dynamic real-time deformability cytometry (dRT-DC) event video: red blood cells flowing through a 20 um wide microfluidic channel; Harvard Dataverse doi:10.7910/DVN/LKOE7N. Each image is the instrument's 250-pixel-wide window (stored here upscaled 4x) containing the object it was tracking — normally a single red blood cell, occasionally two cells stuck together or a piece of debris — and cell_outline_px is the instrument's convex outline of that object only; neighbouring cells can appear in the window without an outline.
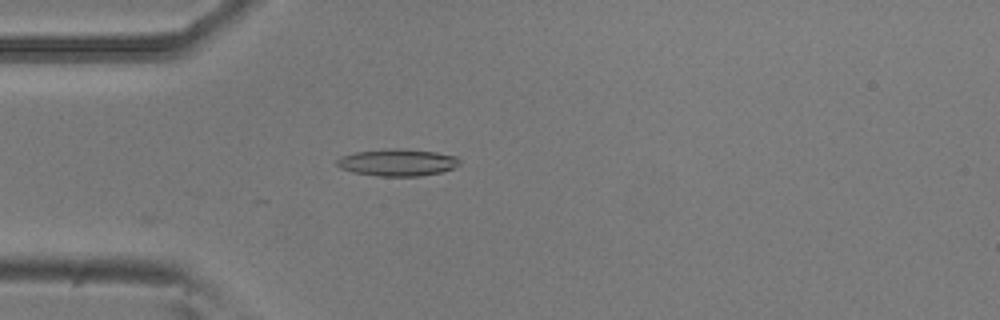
{"species": "common noctule bat (a hibernating species)", "species_latin": "Nyctalus noctula", "temperature_condition": "room temperature", "stored_images_in_passage": 11, "camera_frame_rate_fps": 3000, "um_per_image_px": 0.085, "animal": {"sex": "male", "body_mass_g": 20.5, "forearm_length_mm": 52.5}, "frame": {"image": 1, "passage_image": 2, "time_ms": 0.333, "image_size_px": [1000, 320], "cell_outline_px": [[460, 164], [452, 168], [440, 172], [420, 176], [376, 176], [352, 172], [340, 168], [336, 164], [336, 160], [340, 156], [356, 152], [392, 148], [400, 148], [436, 152], [456, 156], [460, 160]], "centroid_in_image_um": [33.76, 13.81], "position_along_channel_um": 51.2, "area_um2": 19.36}}
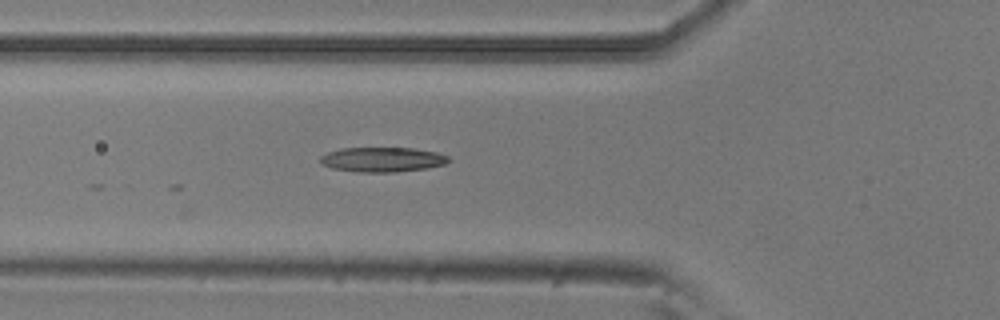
{"frame": {"image": 2, "passage_image": 6, "time_ms": 1.667, "image_size_px": [1000, 320], "cell_outline_px": [[452, 160], [444, 164], [428, 168], [396, 172], [356, 172], [332, 168], [320, 164], [320, 156], [328, 152], [340, 148], [412, 148], [436, 152], [448, 156]], "centroid_in_image_um": [32.49, 13.56], "position_along_channel_um": 93.3, "area_um2": 18.61}}
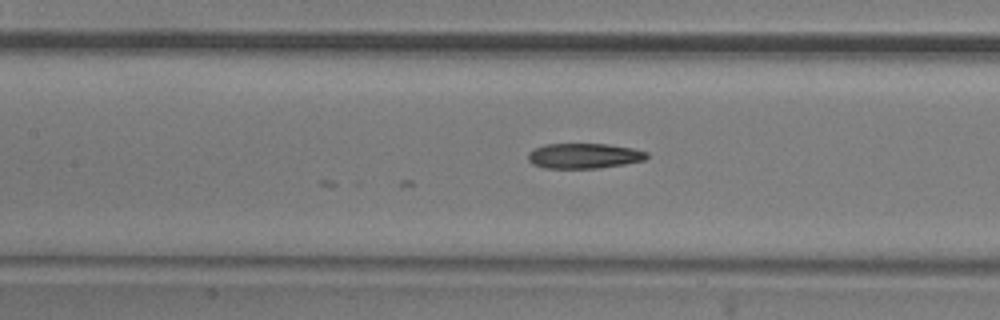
{"frame": {"image": 3, "passage_image": 11, "time_ms": 3.333, "image_size_px": [1000, 320], "cell_outline_px": [[648, 156], [644, 160], [624, 164], [596, 168], [544, 168], [532, 164], [528, 160], [528, 152], [544, 144], [608, 144], [632, 148], [648, 152]], "centroid_in_image_um": [49.62, 13.24], "position_along_channel_um": 157.8, "area_um2": 17.4}}